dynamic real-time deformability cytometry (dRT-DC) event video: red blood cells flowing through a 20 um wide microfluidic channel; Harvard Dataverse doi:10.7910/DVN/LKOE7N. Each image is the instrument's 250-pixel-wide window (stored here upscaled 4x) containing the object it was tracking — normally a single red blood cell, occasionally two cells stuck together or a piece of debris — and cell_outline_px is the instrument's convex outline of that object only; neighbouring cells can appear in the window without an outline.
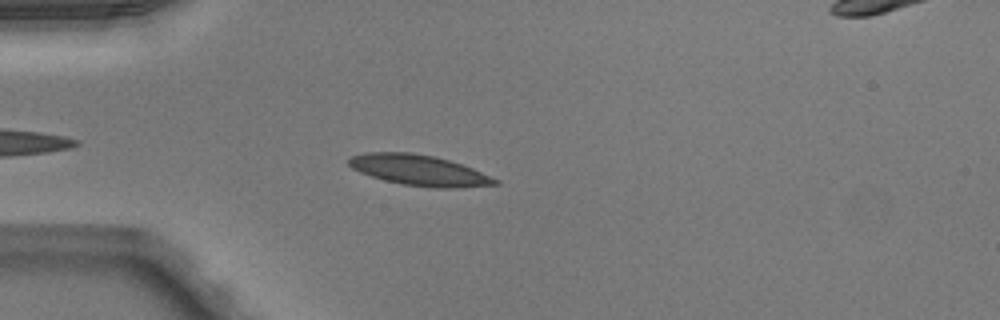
{"species": "Egyptian fruit bat (a non-hibernating species)", "species_latin": "Rousettus aegyptiacus", "temperature_condition": "warm", "stored_images_in_passage": 38, "camera_frame_rate_fps": 3000, "um_per_image_px": 0.085, "animal": {"sex": "male"}, "frame": {"image": 1, "passage_image": 5, "time_ms": 1.333, "image_size_px": [1000, 320], "cell_outline_px": [[500, 184], [460, 188], [432, 188], [404, 184], [384, 180], [360, 172], [352, 168], [348, 164], [348, 160], [352, 156], [368, 152], [408, 152], [432, 156], [448, 160], [472, 168], [500, 180]], "centroid_in_image_um": [35.65, 14.48], "position_along_channel_um": 49.3, "area_um2": 25.95}}
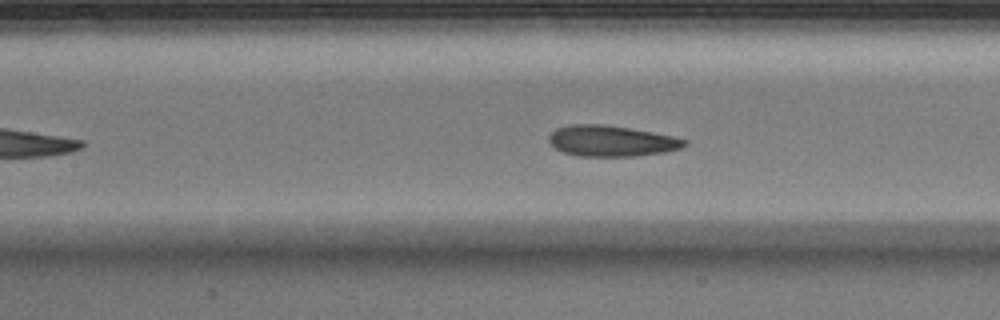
{"frame": {"image": 2, "passage_image": 14, "time_ms": 4.333, "image_size_px": [1000, 320], "cell_outline_px": [[688, 144], [680, 148], [664, 152], [636, 156], [580, 156], [564, 152], [556, 148], [548, 140], [548, 136], [556, 128], [572, 124], [600, 124], [628, 128], [652, 132], [672, 136], [688, 140]], "centroid_in_image_um": [51.97, 11.98], "position_along_channel_um": 155.4, "area_um2": 24.22}}
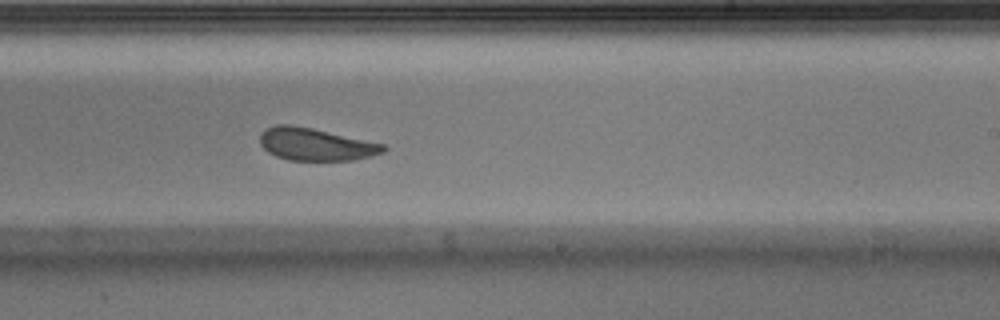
{"frame": {"image": 3, "passage_image": 22, "time_ms": 7.0, "image_size_px": [1000, 320], "cell_outline_px": [[388, 148], [384, 152], [372, 156], [352, 160], [288, 160], [276, 156], [268, 152], [260, 144], [260, 132], [264, 128], [276, 124], [288, 124], [312, 128], [384, 144]], "centroid_in_image_um": [26.81, 12.26], "position_along_channel_um": 262.2, "area_um2": 23.41}, "authors_computed_cell_mechanics": {"area_um2": 24.7962, "velocity_mm_per_s": 4.011, "shape_relaxation_time_tau1_ms": 3.4522, "shape_relaxation_time_tau2_ms": 2.1774, "deformation_change_tau1": 0.1353, "deformation_change_tau2": 0.0581}}